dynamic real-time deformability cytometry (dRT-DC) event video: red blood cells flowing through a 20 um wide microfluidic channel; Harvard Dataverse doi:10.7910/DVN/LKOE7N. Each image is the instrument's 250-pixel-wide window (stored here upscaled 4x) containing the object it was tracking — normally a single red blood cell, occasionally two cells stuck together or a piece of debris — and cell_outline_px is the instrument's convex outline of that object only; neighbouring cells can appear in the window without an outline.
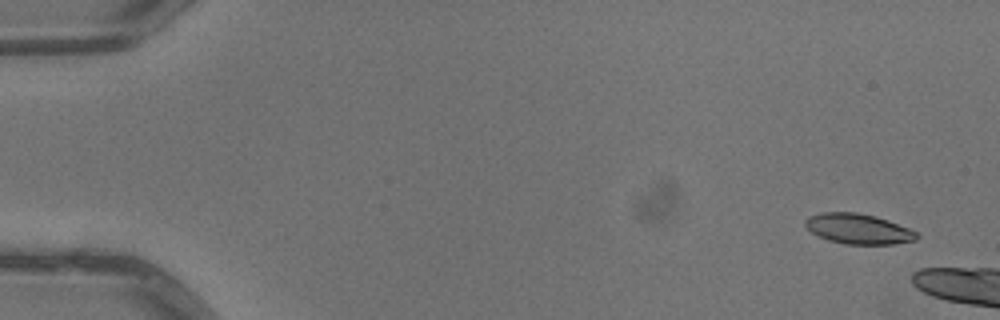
{"species": "common noctule bat (a hibernating species)", "species_latin": "Nyctalus noctula", "temperature_condition": "warm", "stored_images_in_passage": 3, "camera_frame_rate_fps": 3000, "um_per_image_px": 0.085, "animal": {"sex": "male", "body_mass_g": 13.3}, "frame": {"image": 1, "passage_image": 1, "time_ms": 0.0, "image_size_px": [1000, 320], "cell_outline_px": [[920, 236], [916, 240], [892, 244], [844, 244], [828, 240], [812, 232], [804, 224], [804, 220], [808, 216], [820, 212], [856, 212], [876, 216], [888, 220], [908, 228], [916, 232]], "centroid_in_image_um": [72.94, 19.44], "position_along_channel_um": 12.1, "area_um2": 19.65}}